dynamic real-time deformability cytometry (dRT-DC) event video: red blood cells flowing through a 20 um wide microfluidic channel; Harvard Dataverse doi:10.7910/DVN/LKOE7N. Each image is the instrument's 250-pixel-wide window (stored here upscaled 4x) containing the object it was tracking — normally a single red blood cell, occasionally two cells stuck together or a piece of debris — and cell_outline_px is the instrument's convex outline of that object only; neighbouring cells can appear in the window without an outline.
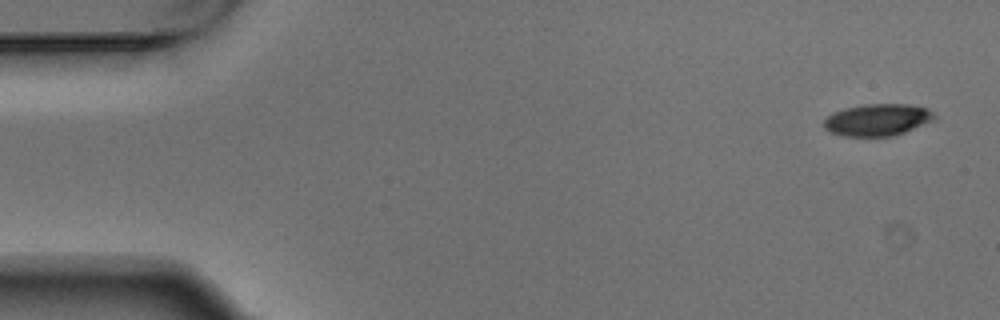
{"species": "Egyptian fruit bat (a non-hibernating species)", "species_latin": "Rousettus aegyptiacus", "temperature_condition": "warm", "stored_images_in_passage": 5, "camera_frame_rate_fps": 3000, "um_per_image_px": 0.085, "animal": {"sex": "male"}, "frame": {"image": 1, "passage_image": 1, "time_ms": 0.0, "image_size_px": [1000, 320], "cell_outline_px": [[936, 120], [904, 132], [892, 136], [844, 136], [832, 132], [824, 128], [824, 120], [832, 112], [844, 108], [864, 104], [908, 104], [928, 108], [936, 112]], "centroid_in_image_um": [74.63, 10.17], "position_along_channel_um": 10.4, "area_um2": 20.75}}
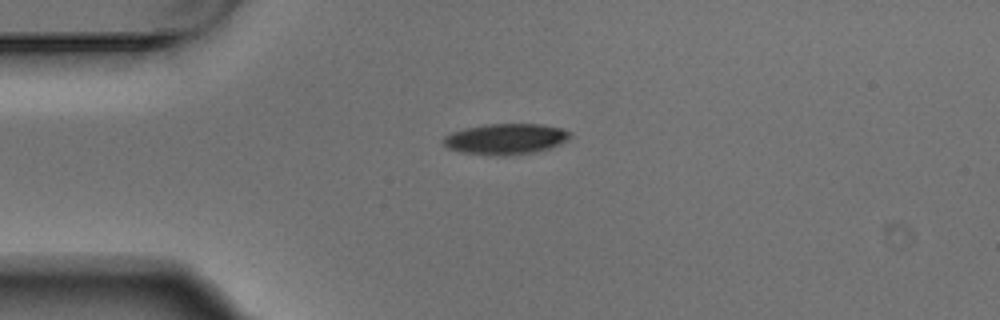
{"frame": {"image": 2, "passage_image": 4, "time_ms": 1.0, "image_size_px": [1000, 320], "cell_outline_px": [[572, 136], [548, 148], [532, 152], [504, 156], [496, 156], [464, 152], [448, 148], [444, 144], [444, 136], [452, 132], [464, 128], [484, 124], [540, 124], [564, 128], [572, 132]], "centroid_in_image_um": [42.97, 11.8], "position_along_channel_um": 42.0, "area_um2": 22.54}}